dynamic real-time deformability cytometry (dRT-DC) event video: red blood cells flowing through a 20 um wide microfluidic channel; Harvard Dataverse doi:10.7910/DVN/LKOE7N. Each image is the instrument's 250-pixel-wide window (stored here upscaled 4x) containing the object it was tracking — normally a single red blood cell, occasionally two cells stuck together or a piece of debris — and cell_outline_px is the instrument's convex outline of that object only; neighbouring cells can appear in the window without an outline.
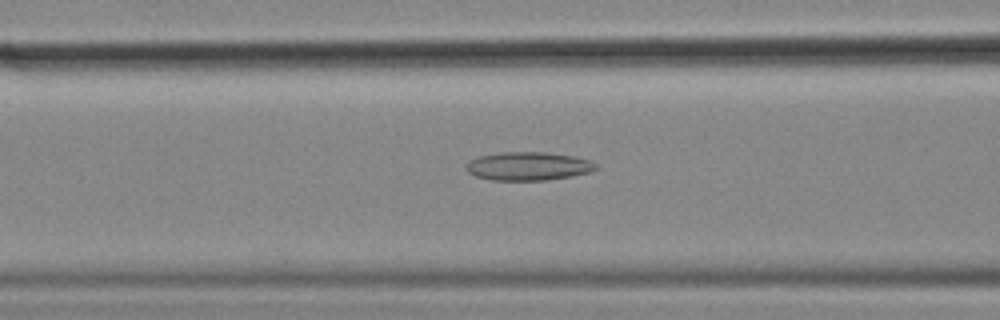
{"species": "common noctule bat (a hibernating species)", "species_latin": "Nyctalus noctula", "temperature_condition": "cold", "stored_images_in_passage": 9, "camera_frame_rate_fps": 3000, "um_per_image_px": 0.085, "animal": {"sex": "female", "body_mass_g": 18.4}, "frame": {"image": 1, "passage_image": 8, "time_ms": 2.333, "image_size_px": [1000, 320], "cell_outline_px": [[596, 168], [588, 172], [572, 176], [544, 180], [492, 180], [476, 176], [468, 172], [464, 168], [468, 160], [476, 156], [500, 152], [544, 152], [572, 156], [592, 160], [596, 164]], "centroid_in_image_um": [44.84, 14.11], "position_along_channel_um": 121.8, "area_um2": 21.56}}